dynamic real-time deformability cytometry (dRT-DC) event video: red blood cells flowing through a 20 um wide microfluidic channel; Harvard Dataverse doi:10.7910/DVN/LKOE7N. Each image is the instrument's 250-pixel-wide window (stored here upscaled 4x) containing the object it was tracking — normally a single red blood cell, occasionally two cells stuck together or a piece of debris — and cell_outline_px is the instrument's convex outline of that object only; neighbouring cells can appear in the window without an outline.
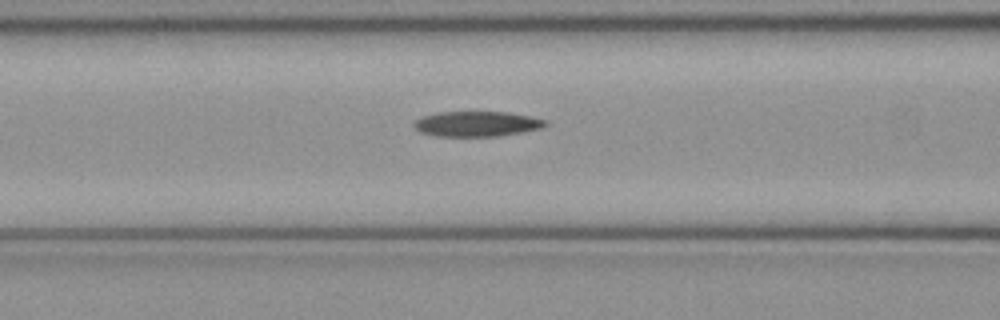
{"species": "common noctule bat (a hibernating species)", "species_latin": "Nyctalus noctula", "temperature_condition": "cold", "stored_images_in_passage": 38, "camera_frame_rate_fps": 3000, "um_per_image_px": 0.085, "animal": {"sex": "female", "body_mass_g": 21.9}, "frame": {"image": 1, "passage_image": 7, "time_ms": 2.0, "image_size_px": [1000, 320], "cell_outline_px": [[548, 124], [544, 128], [496, 136], [436, 136], [420, 132], [412, 124], [416, 120], [424, 116], [440, 112], [508, 112], [532, 116], [548, 120]], "centroid_in_image_um": [40.58, 10.52], "position_along_channel_um": 126.0, "area_um2": 19.31}}
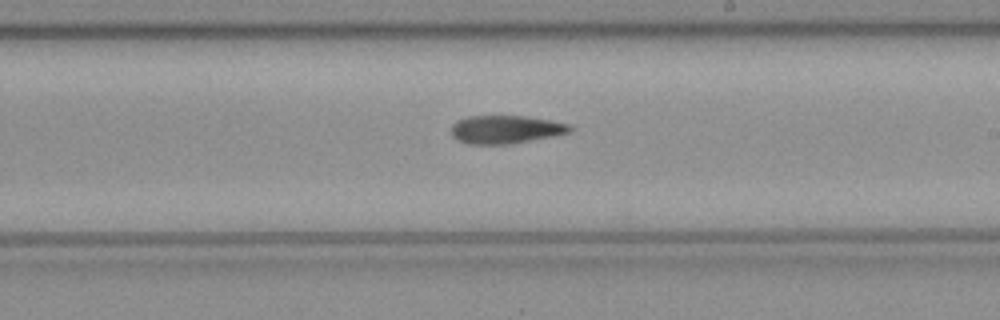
{"frame": {"image": 2, "passage_image": 16, "time_ms": 5.0, "image_size_px": [1000, 320], "cell_outline_px": [[572, 132], [512, 144], [468, 144], [456, 140], [452, 136], [452, 124], [456, 120], [468, 116], [524, 116], [548, 120], [568, 124], [572, 128]], "centroid_in_image_um": [42.94, 11.01], "position_along_channel_um": 246.1, "area_um2": 19.48}}
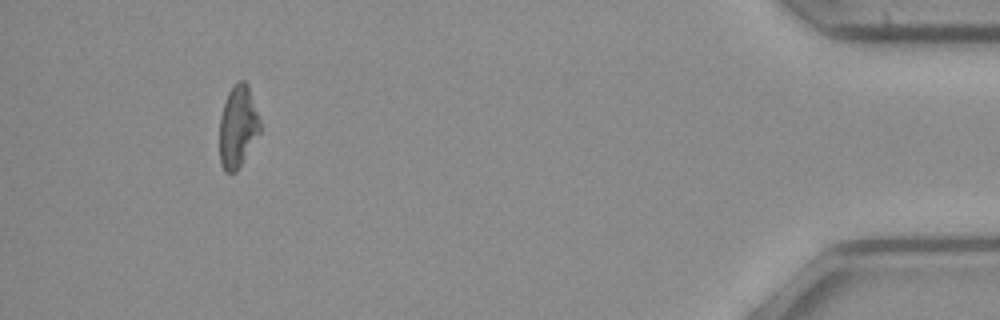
{"frame": {"image": 3, "passage_image": 34, "time_ms": 11.0, "image_size_px": [1000, 320], "cell_outline_px": [[260, 132], [236, 172], [224, 172], [220, 164], [220, 116], [228, 92], [240, 80], [244, 80], [248, 84], [260, 120]], "centroid_in_image_um": [20.21, 10.77], "position_along_channel_um": 415.0, "area_um2": 19.13}, "authors_computed_cell_mechanics": {"area_um2": 19.7965, "velocity_mm_per_s": 3.9899, "shape_relaxation_time_tau1_ms": null, "shape_relaxation_time_tau2_ms": 6.3417, "deformation_change_tau1": null, "deformation_change_tau2": 0.1686}}